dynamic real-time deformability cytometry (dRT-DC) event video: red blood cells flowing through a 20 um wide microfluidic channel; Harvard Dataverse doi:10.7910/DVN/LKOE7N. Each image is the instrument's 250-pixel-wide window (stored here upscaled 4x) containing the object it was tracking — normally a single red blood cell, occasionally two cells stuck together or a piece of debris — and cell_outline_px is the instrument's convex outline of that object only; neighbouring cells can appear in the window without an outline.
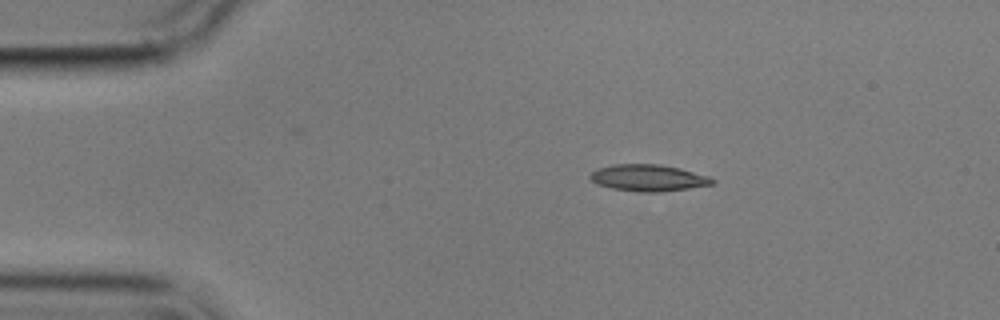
{"species": "common noctule bat (a hibernating species)", "species_latin": "Nyctalus noctula", "temperature_condition": "cold", "stored_images_in_passage": 2, "camera_frame_rate_fps": 3000, "um_per_image_px": 0.085, "animal": {"sex": "male", "body_mass_g": 17.9}, "frame": {"image": 1, "passage_image": 1, "time_ms": 0.0, "image_size_px": [1000, 320], "cell_outline_px": [[716, 180], [712, 184], [688, 188], [660, 192], [640, 192], [612, 188], [596, 184], [588, 176], [596, 168], [612, 164], [660, 164], [680, 168], [708, 176]], "centroid_in_image_um": [55.07, 15.11], "position_along_channel_um": 29.9, "area_um2": 18.96}}